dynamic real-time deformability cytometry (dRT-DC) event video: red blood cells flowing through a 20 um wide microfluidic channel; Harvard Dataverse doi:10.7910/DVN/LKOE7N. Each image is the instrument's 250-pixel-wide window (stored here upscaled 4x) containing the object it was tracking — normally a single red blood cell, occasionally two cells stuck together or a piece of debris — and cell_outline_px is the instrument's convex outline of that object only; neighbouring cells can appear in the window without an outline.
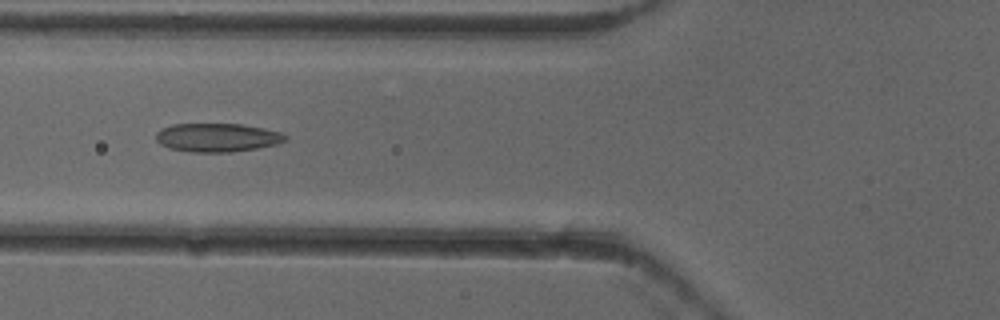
{"species": "common noctule bat (a hibernating species)", "species_latin": "Nyctalus noctula", "temperature_condition": "cold", "stored_images_in_passage": 52, "camera_frame_rate_fps": 3000, "um_per_image_px": 0.085, "animal": {"sex": "female"}, "frame": {"image": 1, "passage_image": 20, "time_ms": 6.333, "image_size_px": [1000, 320], "cell_outline_px": [[288, 140], [280, 144], [232, 152], [192, 152], [168, 148], [160, 144], [156, 140], [156, 132], [160, 128], [172, 124], [244, 124], [264, 128], [280, 132], [288, 136]], "centroid_in_image_um": [18.48, 11.69], "position_along_channel_um": 107.3, "area_um2": 21.85}}
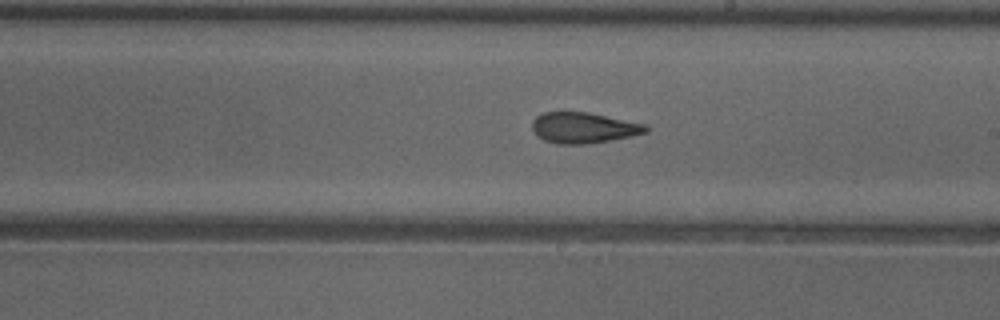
{"frame": {"image": 2, "passage_image": 30, "time_ms": 9.667, "image_size_px": [1000, 320], "cell_outline_px": [[648, 132], [632, 136], [584, 144], [556, 144], [544, 140], [536, 136], [532, 128], [532, 120], [536, 116], [544, 112], [588, 112], [648, 124]], "centroid_in_image_um": [49.6, 10.85], "position_along_channel_um": 239.4, "area_um2": 20.52}}
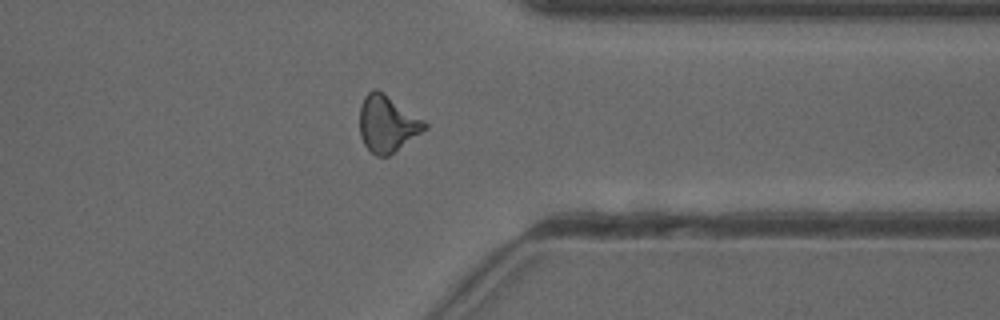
{"frame": {"image": 3, "passage_image": 41, "time_ms": 13.333, "image_size_px": [1000, 320], "cell_outline_px": [[428, 128], [388, 156], [376, 156], [364, 144], [360, 136], [360, 104], [364, 96], [372, 88], [376, 88], [384, 92], [424, 120], [428, 124]], "centroid_in_image_um": [32.91, 10.49], "position_along_channel_um": 378.5, "area_um2": 21.5}, "authors_computed_cell_mechanics": {"area_um2": 20.808, "velocity_mm_per_s": 3.9452, "shape_relaxation_time_tau1_ms": null, "shape_relaxation_time_tau2_ms": 2.6248, "deformation_change_tau1": null, "deformation_change_tau2": 0.1033}}